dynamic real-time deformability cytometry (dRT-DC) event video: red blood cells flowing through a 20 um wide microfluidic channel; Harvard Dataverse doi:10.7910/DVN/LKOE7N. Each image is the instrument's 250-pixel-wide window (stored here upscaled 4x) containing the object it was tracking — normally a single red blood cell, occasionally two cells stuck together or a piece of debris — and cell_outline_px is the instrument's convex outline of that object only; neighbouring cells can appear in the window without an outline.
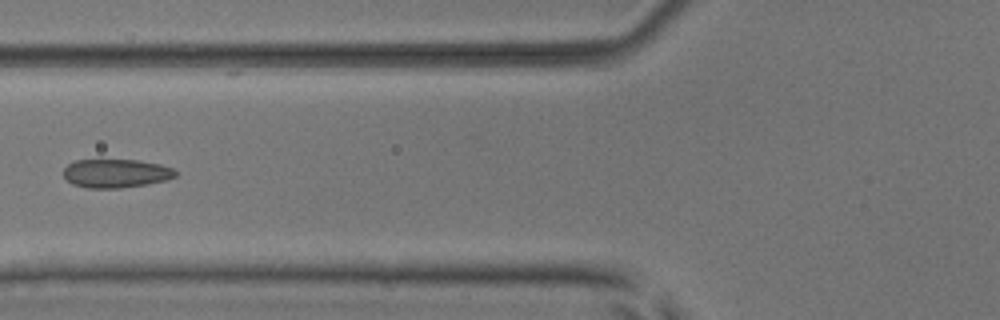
{"species": "common noctule bat (a hibernating species)", "species_latin": "Nyctalus noctula", "temperature_condition": "room temperature", "stored_images_in_passage": 8, "camera_frame_rate_fps": 3000, "um_per_image_px": 0.085, "animal": {"sex": "male", "body_mass_g": 17.9, "forearm_length_mm": 54.2}, "frame": {"image": 1, "passage_image": 6, "time_ms": 6.0, "image_size_px": [1000, 320], "cell_outline_px": [[176, 176], [164, 180], [144, 184], [120, 188], [88, 188], [72, 184], [64, 176], [64, 168], [68, 164], [76, 160], [136, 160], [160, 164], [172, 168], [176, 172]], "centroid_in_image_um": [9.82, 14.73], "position_along_channel_um": 116.0, "area_um2": 18.44}}
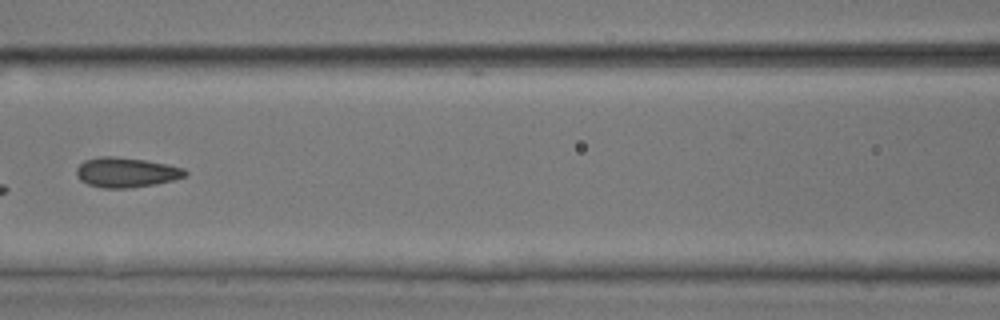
{"frame": {"image": 2, "passage_image": 7, "time_ms": 7.0, "image_size_px": [1000, 320], "cell_outline_px": [[188, 176], [156, 184], [128, 188], [104, 188], [88, 184], [80, 180], [76, 176], [76, 168], [84, 160], [100, 156], [112, 156], [144, 160], [168, 164], [184, 168], [188, 172]], "centroid_in_image_um": [10.73, 14.65], "position_along_channel_um": 155.9, "area_um2": 19.02}}